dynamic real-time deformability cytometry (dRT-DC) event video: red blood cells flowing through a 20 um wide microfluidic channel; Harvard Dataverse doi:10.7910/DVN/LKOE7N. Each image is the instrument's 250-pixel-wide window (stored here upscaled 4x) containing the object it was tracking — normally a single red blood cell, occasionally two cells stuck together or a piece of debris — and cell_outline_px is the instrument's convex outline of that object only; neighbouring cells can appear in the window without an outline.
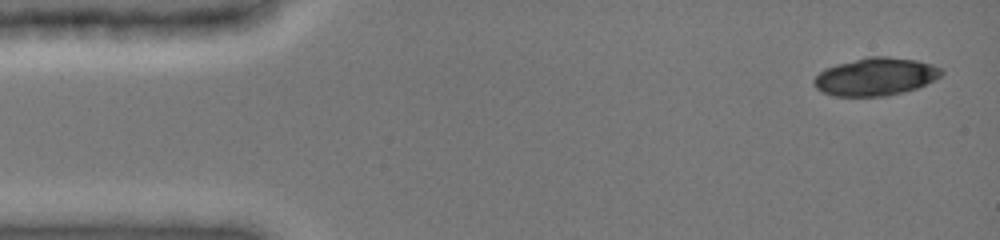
{"species": "common noctule bat (a hibernating species)", "species_latin": "Nyctalus noctula", "temperature_condition": "cold", "stored_images_in_passage": 5, "segment_of_instrument_passage": [1, 2], "camera_frame_rate_fps": 3000, "um_per_image_px": 0.085, "animal": {"sex": "female", "body_mass_g": 19.0, "forearm_length_mm": 51.5}, "frame": {"image": 1, "passage_image": 1, "time_ms": 0.0, "image_size_px": [1000, 240], "cell_outline_px": [[944, 72], [940, 76], [916, 88], [904, 92], [888, 96], [836, 96], [824, 92], [816, 88], [812, 84], [812, 80], [824, 68], [836, 64], [868, 56], [888, 56], [916, 60], [932, 64], [944, 68]], "centroid_in_image_um": [74.41, 6.51], "position_along_channel_um": 10.6, "area_um2": 28.21}}
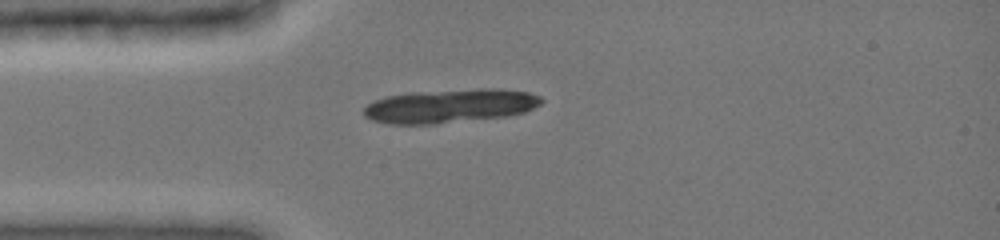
{"frame": {"image": 2, "passage_image": 4, "time_ms": 3.333, "image_size_px": [1000, 240], "cell_outline_px": [[544, 100], [540, 104], [524, 112], [508, 116], [432, 124], [388, 124], [372, 120], [364, 116], [364, 108], [372, 100], [388, 96], [412, 92], [480, 88], [496, 88], [528, 92], [540, 96]], "centroid_in_image_um": [38.24, 9.0], "position_along_channel_um": 46.8, "area_um2": 35.03}}